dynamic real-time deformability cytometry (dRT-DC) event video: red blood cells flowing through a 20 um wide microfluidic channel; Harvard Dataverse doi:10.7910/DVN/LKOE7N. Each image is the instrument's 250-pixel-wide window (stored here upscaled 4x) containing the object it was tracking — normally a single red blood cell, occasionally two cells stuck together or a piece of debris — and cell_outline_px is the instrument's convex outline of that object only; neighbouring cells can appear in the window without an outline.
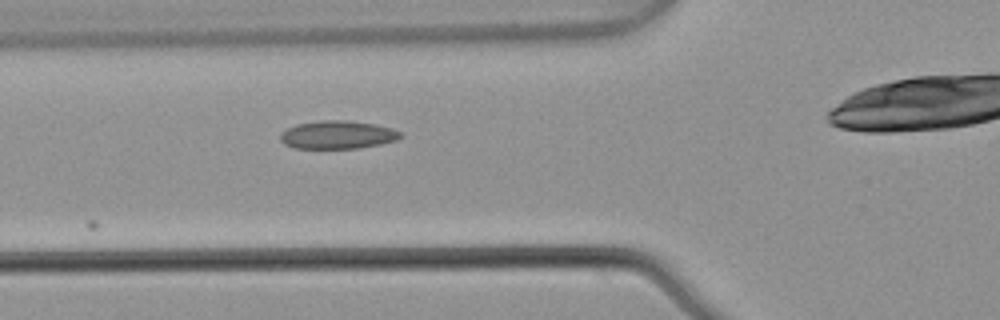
{"species": "common noctule bat (a hibernating species)", "species_latin": "Nyctalus noctula", "temperature_condition": "warm", "stored_images_in_passage": 8, "camera_frame_rate_fps": 3000, "um_per_image_px": 0.085, "animal": {"sex": "male", "body_mass_g": 21.5, "forearm_length_mm": 52.0}, "frame": {"image": 1, "passage_image": 7, "time_ms": 2.0, "image_size_px": [1000, 320], "cell_outline_px": [[404, 136], [396, 140], [380, 144], [360, 148], [296, 148], [284, 144], [280, 140], [280, 132], [296, 124], [320, 120], [348, 120], [376, 124], [392, 128], [400, 132]], "centroid_in_image_um": [28.7, 11.45], "position_along_channel_um": 97.1, "area_um2": 19.83}}